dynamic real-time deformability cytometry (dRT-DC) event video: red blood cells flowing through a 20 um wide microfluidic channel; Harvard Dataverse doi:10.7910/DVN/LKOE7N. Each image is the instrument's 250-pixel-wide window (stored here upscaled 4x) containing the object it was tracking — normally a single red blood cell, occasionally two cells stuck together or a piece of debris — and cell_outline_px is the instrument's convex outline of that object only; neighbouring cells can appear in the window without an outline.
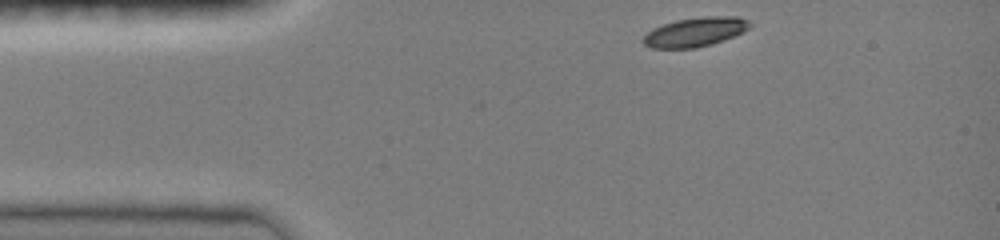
{"species": "common noctule bat (a hibernating species)", "species_latin": "Nyctalus noctula", "temperature_condition": "room temperature", "stored_images_in_passage": 3, "camera_frame_rate_fps": 3000, "um_per_image_px": 0.085, "animal": {"sex": "female", "body_mass_g": 19.0, "forearm_length_mm": 51.5}, "frame": {"image": 1, "passage_image": 1, "time_ms": 0.0, "image_size_px": [1000, 240], "cell_outline_px": [[752, 24], [744, 32], [712, 44], [696, 48], [652, 48], [644, 44], [640, 40], [652, 28], [676, 20], [704, 16], [736, 16], [748, 20]], "centroid_in_image_um": [59.08, 2.72], "position_along_channel_um": 25.9, "area_um2": 18.21}}